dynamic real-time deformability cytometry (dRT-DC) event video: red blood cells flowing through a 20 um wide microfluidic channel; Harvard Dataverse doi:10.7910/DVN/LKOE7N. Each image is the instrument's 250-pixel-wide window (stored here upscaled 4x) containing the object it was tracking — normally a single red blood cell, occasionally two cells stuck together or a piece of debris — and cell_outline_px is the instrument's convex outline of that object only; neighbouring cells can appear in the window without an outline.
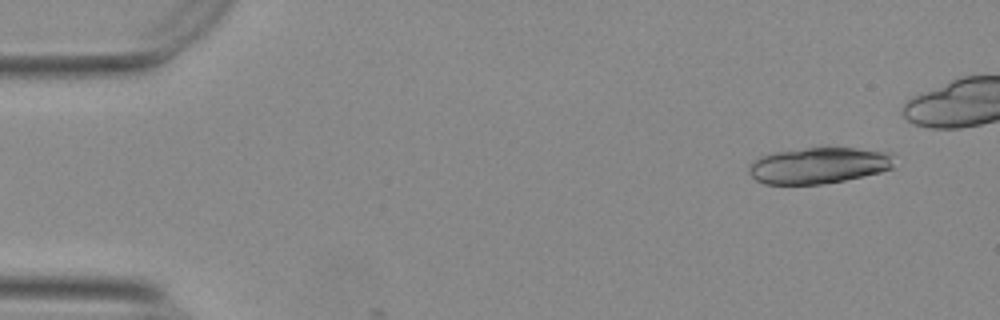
{"species": "Egyptian fruit bat (a non-hibernating species)", "species_latin": "Rousettus aegyptiacus", "temperature_condition": "warm", "stored_images_in_passage": 3, "camera_frame_rate_fps": 3000, "um_per_image_px": 0.085, "animal": {"sex": "female"}, "frame": {"image": 1, "passage_image": 1, "time_ms": 0.0, "image_size_px": [1000, 320], "cell_outline_px": [[892, 168], [880, 172], [844, 180], [820, 184], [764, 184], [756, 180], [748, 172], [748, 164], [760, 156], [776, 152], [808, 148], [856, 148], [892, 152]], "centroid_in_image_um": [69.56, 14.06], "position_along_channel_um": 15.4, "area_um2": 30.52}}